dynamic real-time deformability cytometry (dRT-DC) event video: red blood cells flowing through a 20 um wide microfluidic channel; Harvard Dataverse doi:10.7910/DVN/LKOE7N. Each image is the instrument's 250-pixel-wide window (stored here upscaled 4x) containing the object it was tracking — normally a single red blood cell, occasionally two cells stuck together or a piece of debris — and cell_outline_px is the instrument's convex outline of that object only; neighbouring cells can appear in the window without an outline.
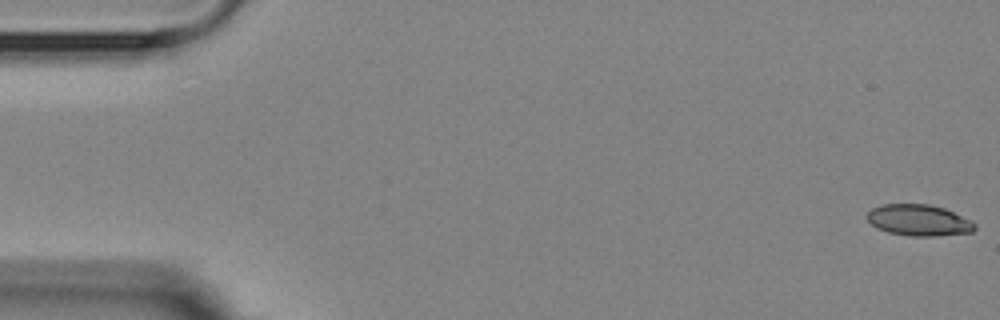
{"species": "Egyptian fruit bat (a non-hibernating species)", "species_latin": "Rousettus aegyptiacus", "temperature_condition": "room temperature", "stored_images_in_passage": 5, "camera_frame_rate_fps": 3000, "um_per_image_px": 0.085, "animal": {"sex": "female"}, "frame": {"image": 1, "passage_image": 1, "time_ms": 0.0, "image_size_px": [1000, 320], "cell_outline_px": [[976, 228], [972, 232], [936, 236], [908, 236], [888, 232], [876, 228], [864, 216], [872, 208], [880, 204], [928, 204], [944, 208], [972, 220], [976, 224]], "centroid_in_image_um": [78.09, 18.72], "position_along_channel_um": 6.9, "area_um2": 19.83}}
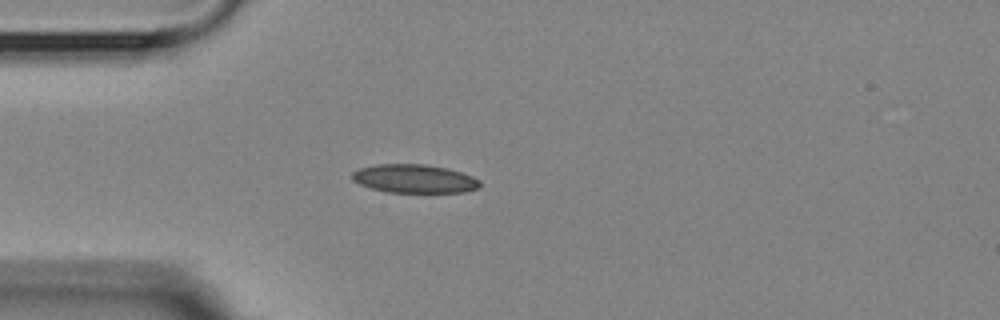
{"frame": {"image": 2, "passage_image": 5, "time_ms": 4.667, "image_size_px": [1000, 320], "cell_outline_px": [[480, 188], [464, 192], [388, 192], [372, 188], [360, 184], [352, 180], [352, 172], [360, 168], [376, 164], [424, 164], [448, 168], [472, 176], [480, 180]], "centroid_in_image_um": [35.23, 15.18], "position_along_channel_um": 49.8, "area_um2": 21.21}}